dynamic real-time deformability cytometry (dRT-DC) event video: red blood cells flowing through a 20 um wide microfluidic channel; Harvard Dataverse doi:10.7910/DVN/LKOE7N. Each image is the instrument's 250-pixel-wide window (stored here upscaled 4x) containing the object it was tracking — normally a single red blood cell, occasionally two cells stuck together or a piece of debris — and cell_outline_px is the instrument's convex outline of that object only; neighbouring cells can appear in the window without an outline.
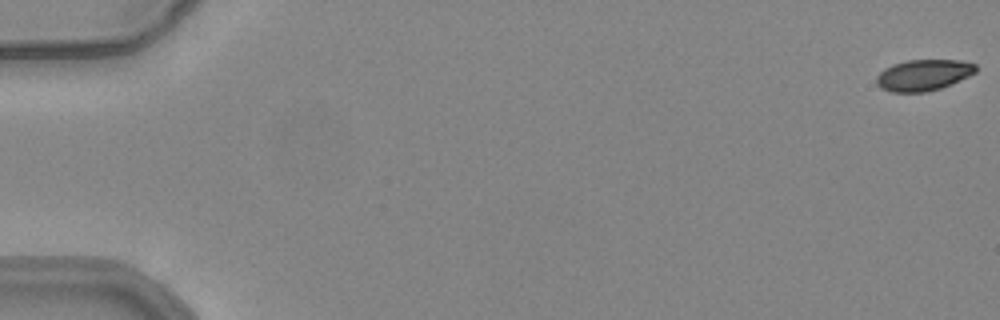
{"species": "common noctule bat (a hibernating species)", "species_latin": "Nyctalus noctula", "temperature_condition": "warm", "stored_images_in_passage": 55, "camera_frame_rate_fps": 3000, "um_per_image_px": 0.085, "animal": {"sex": "female", "body_mass_g": 24.6, "forearm_length_mm": 56.2}, "frame": {"image": 1, "passage_image": 1, "time_ms": 0.0, "image_size_px": [1000, 320], "cell_outline_px": [[976, 72], [952, 84], [928, 92], [892, 92], [880, 88], [876, 84], [876, 76], [884, 68], [892, 64], [908, 60], [960, 60], [976, 64]], "centroid_in_image_um": [78.47, 6.38], "position_along_channel_um": 6.5, "area_um2": 18.15}}
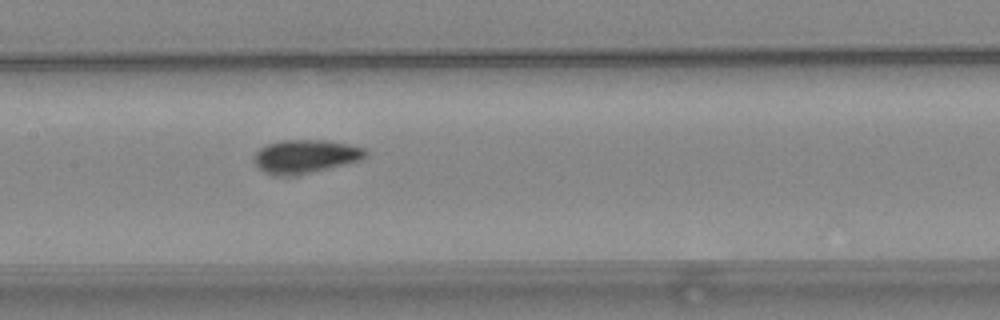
{"frame": {"image": 2, "passage_image": 28, "time_ms": 9.0, "image_size_px": [1000, 320], "cell_outline_px": [[368, 156], [360, 160], [312, 172], [264, 172], [252, 160], [252, 156], [264, 144], [280, 140], [324, 140], [348, 144], [364, 148], [368, 152]], "centroid_in_image_um": [25.98, 13.22], "position_along_channel_um": 181.4, "area_um2": 20.98}}
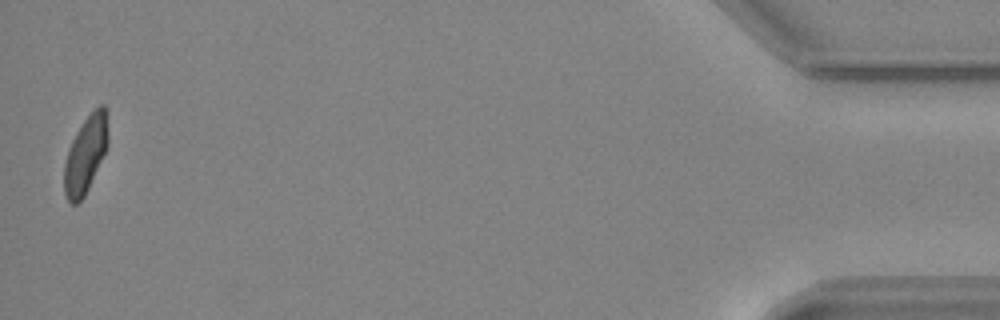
{"frame": {"image": 3, "passage_image": 54, "time_ms": 17.667, "image_size_px": [1000, 320], "cell_outline_px": [[108, 144], [88, 188], [84, 196], [76, 204], [72, 204], [68, 200], [64, 192], [64, 164], [68, 148], [76, 132], [84, 120], [100, 104], [104, 104], [108, 136]], "centroid_in_image_um": [7.25, 13.14], "position_along_channel_um": 428.0, "area_um2": 19.19}, "authors_computed_cell_mechanics": {"area_um2": 20.0566, "velocity_mm_per_s": 3.8998, "shape_relaxation_time_tau1_ms": 7.3525, "shape_relaxation_time_tau2_ms": 2.1466, "deformation_change_tau1": 0.1768, "deformation_change_tau2": 0.0682}}